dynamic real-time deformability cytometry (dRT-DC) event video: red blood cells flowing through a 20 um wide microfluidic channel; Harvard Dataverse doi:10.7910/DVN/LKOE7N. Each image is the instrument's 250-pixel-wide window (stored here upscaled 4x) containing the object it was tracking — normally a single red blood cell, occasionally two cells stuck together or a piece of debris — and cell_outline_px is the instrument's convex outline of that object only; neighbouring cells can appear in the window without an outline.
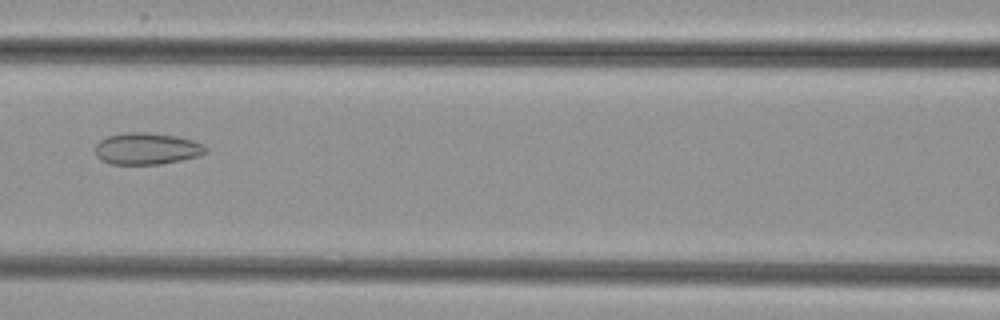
{"species": "common noctule bat (a hibernating species)", "species_latin": "Nyctalus noctula", "temperature_condition": "cold", "stored_images_in_passage": 4, "camera_frame_rate_fps": 3000, "um_per_image_px": 0.085, "animal": {"sex": "female", "body_mass_g": 29.2, "forearm_length_mm": 56.3}, "frame": {"image": 1, "passage_image": 4, "time_ms": 3.333, "image_size_px": [1000, 320], "cell_outline_px": [[208, 152], [200, 156], [160, 164], [112, 164], [100, 160], [96, 156], [96, 144], [100, 140], [108, 136], [124, 132], [148, 132], [176, 136], [192, 140], [204, 144], [208, 148]], "centroid_in_image_um": [12.5, 12.63], "position_along_channel_um": 154.1, "area_um2": 20.58}}